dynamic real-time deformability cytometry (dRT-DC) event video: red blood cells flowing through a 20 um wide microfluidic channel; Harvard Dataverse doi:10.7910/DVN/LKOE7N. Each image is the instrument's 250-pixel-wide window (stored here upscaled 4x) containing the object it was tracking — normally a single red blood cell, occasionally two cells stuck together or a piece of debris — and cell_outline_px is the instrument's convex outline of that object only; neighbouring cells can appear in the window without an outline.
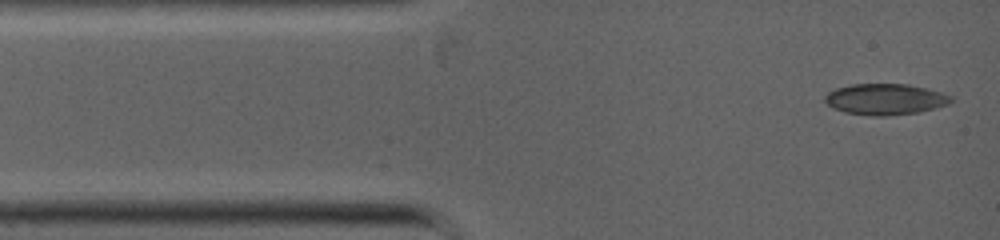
{"species": "common noctule bat (a hibernating species)", "species_latin": "Nyctalus noctula", "temperature_condition": "warm", "stored_images_in_passage": 17, "camera_frame_rate_fps": 5000, "um_per_image_px": 0.085, "animal": {"sex": "female", "body_mass_g": 19.0, "forearm_length_mm": 53.3}, "frame": {"image": 1, "passage_image": 1, "time_ms": 0.0, "image_size_px": [1000, 240], "cell_outline_px": [[952, 100], [948, 104], [920, 112], [884, 116], [876, 116], [844, 112], [832, 108], [824, 100], [824, 96], [828, 92], [836, 88], [852, 84], [908, 84], [940, 92], [952, 96]], "centroid_in_image_um": [75.22, 8.43], "position_along_channel_um": 9.8, "area_um2": 22.72}}
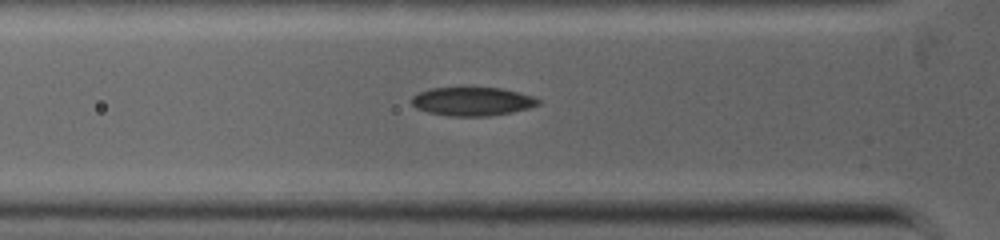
{"frame": {"image": 2, "passage_image": 8, "time_ms": 2.6, "image_size_px": [1000, 240], "cell_outline_px": [[540, 104], [528, 108], [512, 112], [488, 116], [448, 116], [428, 112], [416, 108], [412, 104], [412, 96], [420, 92], [432, 88], [464, 84], [500, 88], [520, 92], [532, 96], [540, 100]], "centroid_in_image_um": [40.13, 8.57], "position_along_channel_um": 85.7, "area_um2": 21.96}}
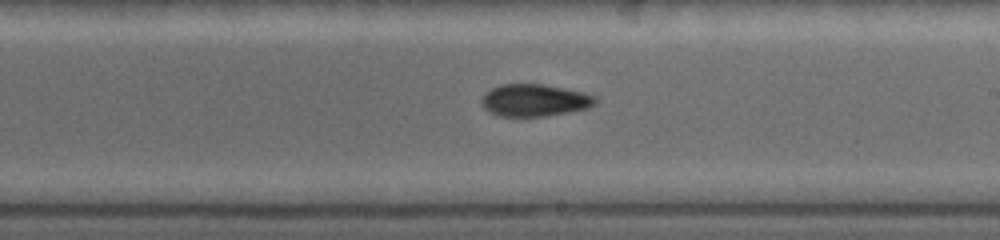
{"frame": {"image": 3, "passage_image": 17, "time_ms": 5.8, "image_size_px": [1000, 240], "cell_outline_px": [[596, 104], [588, 108], [568, 112], [544, 116], [500, 116], [488, 112], [480, 104], [480, 100], [484, 92], [500, 84], [544, 84], [584, 92], [596, 96]], "centroid_in_image_um": [45.4, 8.52], "position_along_channel_um": 243.6, "area_um2": 21.56}}